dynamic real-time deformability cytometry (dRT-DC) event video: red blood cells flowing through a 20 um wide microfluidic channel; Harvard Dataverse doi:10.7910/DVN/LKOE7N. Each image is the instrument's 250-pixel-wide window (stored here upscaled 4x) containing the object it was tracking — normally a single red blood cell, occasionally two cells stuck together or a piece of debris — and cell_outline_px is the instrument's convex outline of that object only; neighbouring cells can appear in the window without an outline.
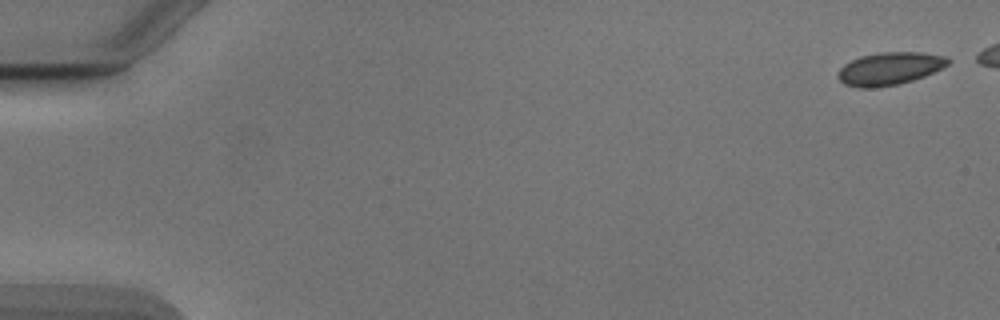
{"species": "Egyptian fruit bat (a non-hibernating species)", "species_latin": "Rousettus aegyptiacus", "temperature_condition": "cold", "stored_images_in_passage": 47, "camera_frame_rate_fps": 3000, "um_per_image_px": 0.085, "animal": {"sex": "male"}, "frame": {"image": 1, "passage_image": 1, "time_ms": 0.0, "image_size_px": [1000, 320], "cell_outline_px": [[952, 60], [944, 68], [924, 76], [900, 84], [872, 88], [860, 88], [844, 84], [836, 76], [840, 68], [844, 64], [860, 56], [880, 52], [920, 52], [948, 56]], "centroid_in_image_um": [75.64, 5.83], "position_along_channel_um": 9.4, "area_um2": 21.21}}
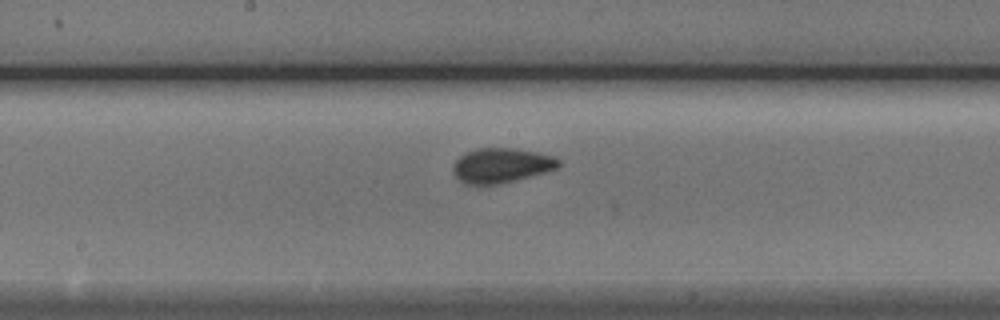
{"frame": {"image": 2, "passage_image": 28, "time_ms": 9.0, "image_size_px": [1000, 320], "cell_outline_px": [[560, 164], [556, 168], [544, 172], [516, 180], [496, 184], [464, 184], [452, 172], [452, 164], [460, 156], [476, 148], [516, 148], [536, 152], [552, 156], [560, 160]], "centroid_in_image_um": [42.58, 14.05], "position_along_channel_um": 205.6, "area_um2": 21.21}}
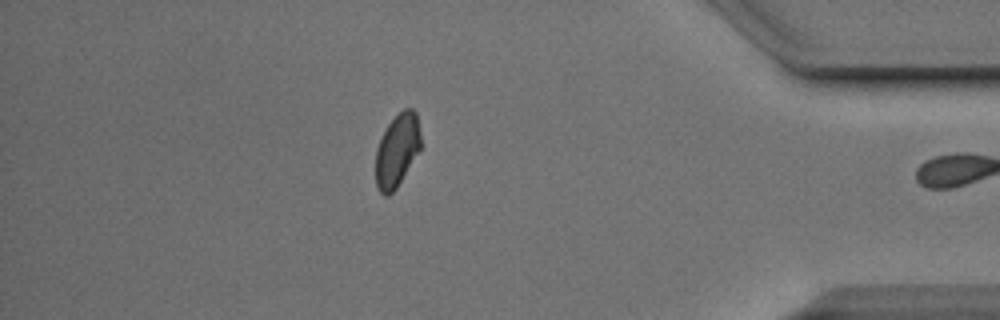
{"frame": {"image": 3, "passage_image": 46, "time_ms": 15.0, "image_size_px": [1000, 320], "cell_outline_px": [[420, 148], [396, 188], [388, 196], [384, 196], [380, 192], [376, 184], [376, 148], [388, 124], [404, 108], [412, 108], [416, 112], [420, 132]], "centroid_in_image_um": [33.74, 12.78], "position_along_channel_um": 401.5, "area_um2": 18.79}, "authors_computed_cell_mechanics": {"area_um2": 20.7502, "velocity_mm_per_s": 3.8687, "shape_relaxation_time_tau1_ms": 2.6435, "shape_relaxation_time_tau2_ms": 1.2442, "deformation_change_tau1": 0.088, "deformation_change_tau2": 0.0479}}